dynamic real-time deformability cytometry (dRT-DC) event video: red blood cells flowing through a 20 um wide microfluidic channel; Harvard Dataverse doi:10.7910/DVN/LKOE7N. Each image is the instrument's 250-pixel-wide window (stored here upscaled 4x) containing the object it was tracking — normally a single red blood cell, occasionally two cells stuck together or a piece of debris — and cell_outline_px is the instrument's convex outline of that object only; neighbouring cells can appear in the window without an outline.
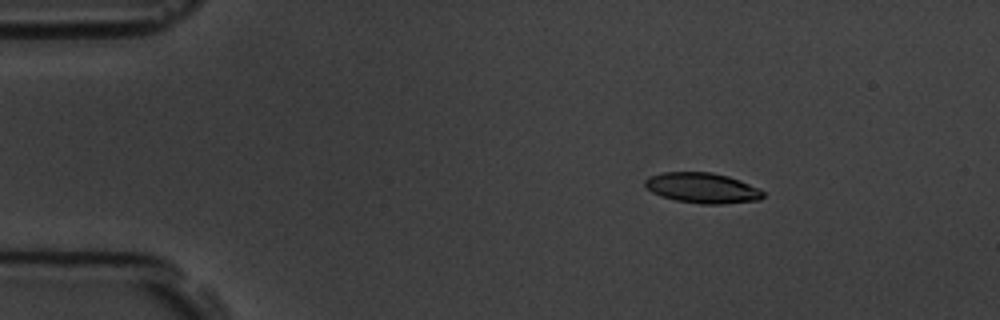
{"species": "common noctule bat (a hibernating species)", "species_latin": "Nyctalus noctula", "temperature_condition": "room temperature", "stored_images_in_passage": 5, "segment_of_instrument_passage": [1, 2], "camera_frame_rate_fps": 3000, "um_per_image_px": 0.085, "animal": {"sex": "male", "body_mass_g": 19.5, "forearm_length_mm": 54.6}, "frame": {"image": 1, "passage_image": 2, "time_ms": 1.0, "image_size_px": [1000, 320], "cell_outline_px": [[764, 196], [760, 200], [720, 204], [700, 204], [676, 200], [660, 196], [652, 192], [644, 184], [644, 180], [648, 176], [664, 172], [712, 172], [728, 176], [740, 180], [764, 192]], "centroid_in_image_um": [59.67, 15.97], "position_along_channel_um": 25.3, "area_um2": 20.87}}